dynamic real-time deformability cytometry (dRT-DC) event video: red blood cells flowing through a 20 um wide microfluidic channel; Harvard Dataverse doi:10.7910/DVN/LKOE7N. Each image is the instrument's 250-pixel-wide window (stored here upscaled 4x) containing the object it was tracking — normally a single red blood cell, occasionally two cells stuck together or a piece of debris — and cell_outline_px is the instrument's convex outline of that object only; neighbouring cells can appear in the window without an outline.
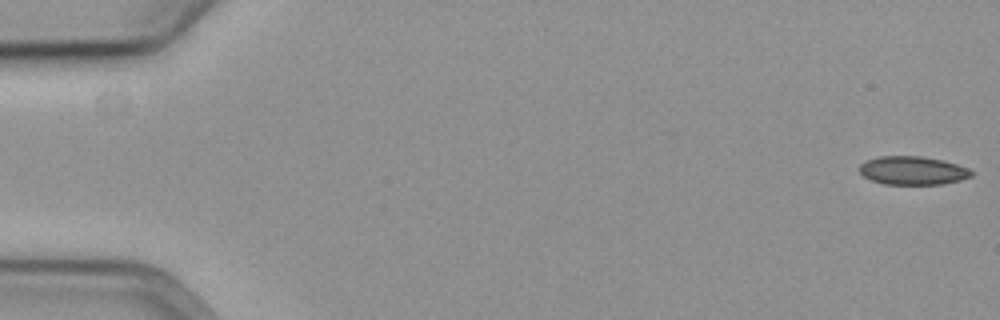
{"species": "common noctule bat (a hibernating species)", "species_latin": "Nyctalus noctula", "temperature_condition": "cold", "stored_images_in_passage": 18, "camera_frame_rate_fps": 3000, "um_per_image_px": 0.085, "animal": {"sex": "female", "body_mass_g": 19.3, "forearm_length_mm": 54.1}, "frame": {"image": 1, "passage_image": 1, "time_ms": 0.0, "image_size_px": [1000, 320], "cell_outline_px": [[972, 176], [960, 180], [944, 184], [884, 184], [872, 180], [864, 176], [860, 172], [860, 164], [868, 160], [880, 156], [920, 156], [940, 160], [956, 164], [968, 168], [972, 172]], "centroid_in_image_um": [77.58, 14.5], "position_along_channel_um": 7.4, "area_um2": 18.32}}
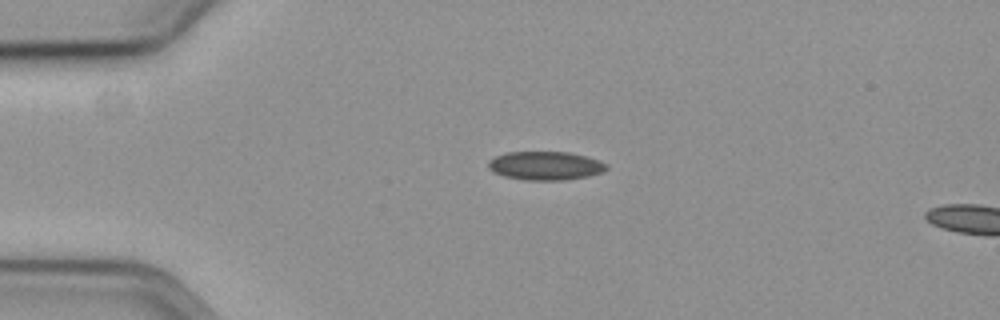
{"frame": {"image": 2, "passage_image": 14, "time_ms": 4.333, "image_size_px": [1000, 320], "cell_outline_px": [[608, 168], [604, 172], [588, 176], [564, 180], [524, 180], [504, 176], [492, 172], [488, 168], [488, 160], [496, 156], [508, 152], [568, 152], [584, 156], [608, 164]], "centroid_in_image_um": [46.34, 14.09], "position_along_channel_um": 38.7, "area_um2": 19.71}}